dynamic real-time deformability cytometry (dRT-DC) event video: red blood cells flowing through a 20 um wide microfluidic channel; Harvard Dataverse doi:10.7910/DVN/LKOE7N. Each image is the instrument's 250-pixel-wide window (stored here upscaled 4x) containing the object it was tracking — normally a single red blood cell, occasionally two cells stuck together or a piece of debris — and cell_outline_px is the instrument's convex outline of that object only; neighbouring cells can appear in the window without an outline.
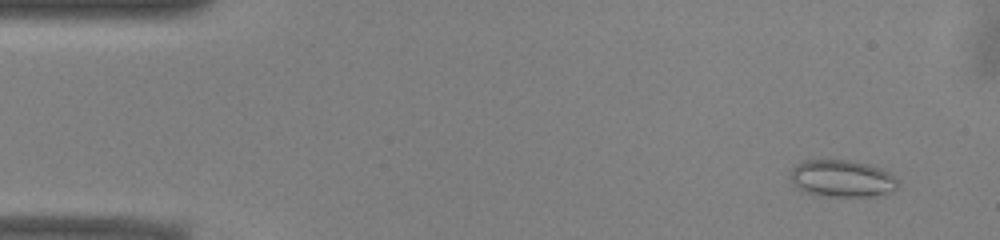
{"species": "common noctule bat (a hibernating species)", "species_latin": "Nyctalus noctula", "temperature_condition": "warm", "stored_images_in_passage": 52, "camera_frame_rate_fps": 3000, "um_per_image_px": 0.085, "animal": {"sex": "male", "body_mass_g": 13.0, "forearm_length_mm": 53.1}, "frame": {"image": 1, "passage_image": 4, "time_ms": 1.0, "image_size_px": [1000, 240], "cell_outline_px": [[900, 184], [892, 192], [876, 196], [828, 196], [808, 192], [800, 188], [792, 180], [792, 168], [804, 160], [848, 160], [868, 164], [880, 168], [892, 176]], "centroid_in_image_um": [71.62, 15.17], "position_along_channel_um": 13.4, "area_um2": 22.72}}
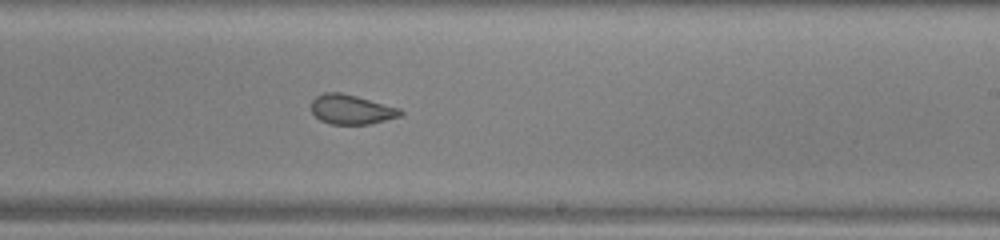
{"frame": {"image": 2, "passage_image": 31, "time_ms": 10.0, "image_size_px": [1000, 240], "cell_outline_px": [[404, 112], [400, 116], [368, 124], [332, 124], [320, 120], [312, 112], [312, 100], [316, 96], [324, 92], [340, 92], [356, 96], [400, 108]], "centroid_in_image_um": [29.86, 9.3], "position_along_channel_um": 259.1, "area_um2": 15.2}}
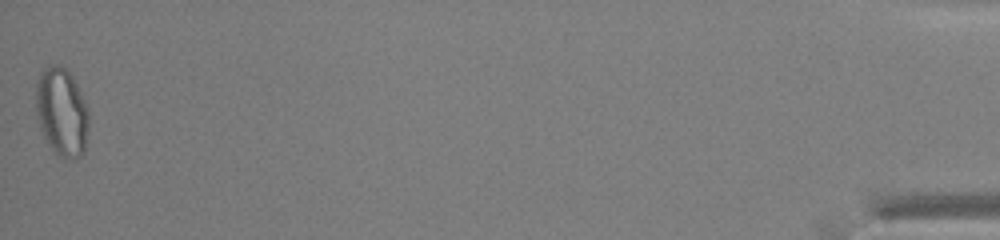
{"frame": {"image": 3, "passage_image": 52, "time_ms": 17.0, "image_size_px": [1000, 240], "cell_outline_px": [[88, 132], [84, 152], [80, 156], [72, 160], [60, 156], [52, 148], [44, 136], [40, 128], [36, 116], [36, 84], [40, 72], [44, 68], [52, 64], [60, 64], [72, 76], [88, 108]], "centroid_in_image_um": [5.24, 9.51], "position_along_channel_um": 430.0, "area_um2": 27.22}, "authors_computed_cell_mechanics": {"area_um2": 18.8428, "velocity_mm_per_s": 3.9376, "shape_relaxation_time_tau1_ms": null, "shape_relaxation_time_tau2_ms": 1.0416, "deformation_change_tau1": null, "deformation_change_tau2": 0.0681}}